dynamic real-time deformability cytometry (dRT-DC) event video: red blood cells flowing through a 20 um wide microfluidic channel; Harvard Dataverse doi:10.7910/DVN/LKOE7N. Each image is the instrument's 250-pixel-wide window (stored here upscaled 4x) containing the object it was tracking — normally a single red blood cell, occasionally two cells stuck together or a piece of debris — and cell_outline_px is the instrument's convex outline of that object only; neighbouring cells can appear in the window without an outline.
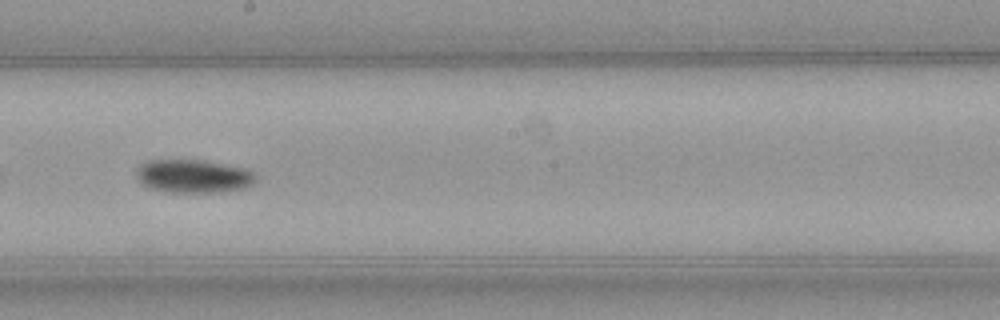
{"species": "common noctule bat (a hibernating species)", "species_latin": "Nyctalus noctula", "temperature_condition": "warm", "stored_images_in_passage": 45, "camera_frame_rate_fps": 3000, "um_per_image_px": 0.085, "animal": {"sex": "female", "body_mass_g": 21.9}, "frame": {"image": 1, "passage_image": 23, "time_ms": 7.333, "image_size_px": [1000, 320], "cell_outline_px": [[256, 184], [244, 188], [220, 192], [168, 192], [148, 188], [140, 184], [136, 180], [136, 168], [140, 164], [148, 160], [204, 160], [228, 164], [248, 168], [256, 176]], "centroid_in_image_um": [16.43, 14.97], "position_along_channel_um": 231.8, "area_um2": 23.76}}
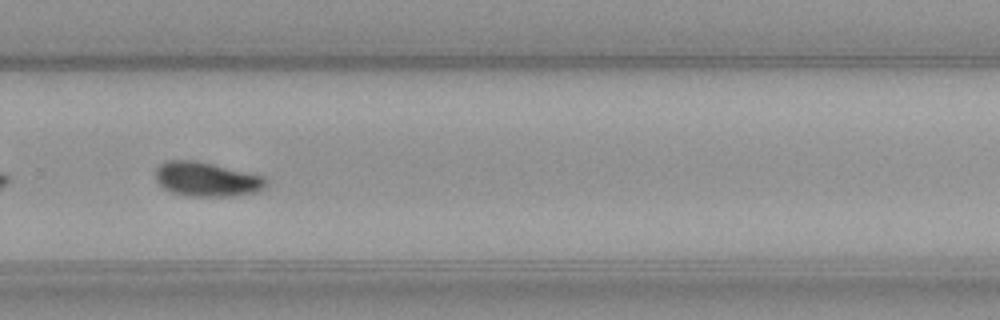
{"frame": {"image": 2, "passage_image": 29, "time_ms": 9.333, "image_size_px": [1000, 320], "cell_outline_px": [[268, 188], [256, 192], [232, 196], [184, 196], [172, 192], [164, 188], [156, 180], [156, 168], [160, 164], [168, 160], [196, 160], [264, 176], [268, 180]], "centroid_in_image_um": [17.6, 15.24], "position_along_channel_um": 312.2, "area_um2": 22.31}}
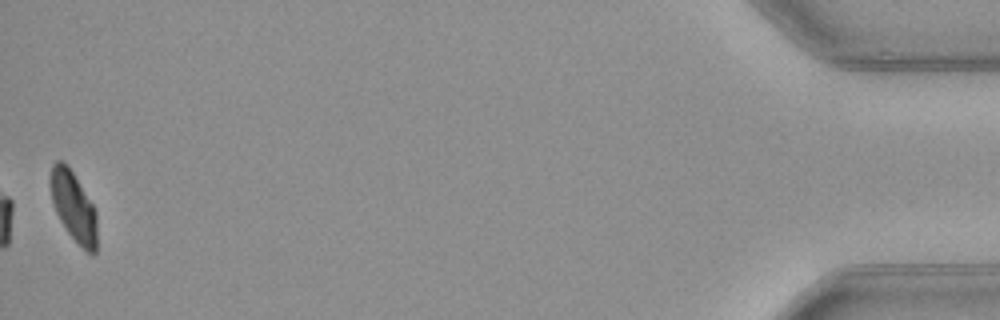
{"frame": {"image": 3, "passage_image": 45, "time_ms": 14.667, "image_size_px": [1000, 320], "cell_outline_px": [[96, 252], [92, 256], [68, 232], [60, 220], [56, 212], [52, 200], [52, 164], [56, 160], [64, 160], [68, 164], [92, 204], [96, 212]], "centroid_in_image_um": [6.27, 17.54], "position_along_channel_um": 428.9, "area_um2": 18.38}, "authors_computed_cell_mechanics": {"area_um2": 22.7732, "velocity_mm_per_s": 4.0483, "shape_relaxation_time_tau1_ms": 2.6285, "shape_relaxation_time_tau2_ms": null, "deformation_change_tau1": 0.1071, "deformation_change_tau2": null}}